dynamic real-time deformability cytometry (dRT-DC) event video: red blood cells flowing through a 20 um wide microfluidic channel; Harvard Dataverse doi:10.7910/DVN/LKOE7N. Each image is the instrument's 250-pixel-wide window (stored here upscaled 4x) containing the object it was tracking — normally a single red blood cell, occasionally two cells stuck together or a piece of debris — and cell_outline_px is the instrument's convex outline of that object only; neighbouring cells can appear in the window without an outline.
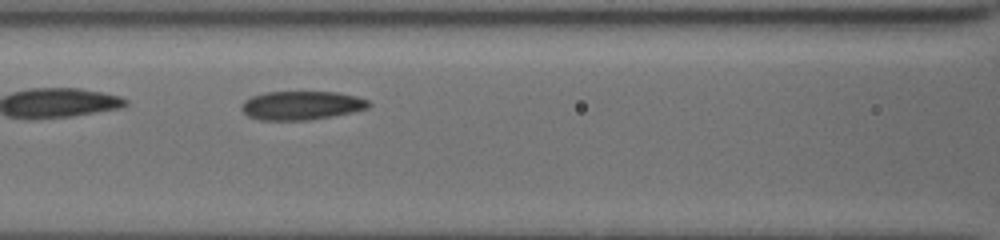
{"species": "common noctule bat (a hibernating species)", "species_latin": "Nyctalus noctula", "temperature_condition": "cold", "stored_images_in_passage": 32, "camera_frame_rate_fps": 3000, "um_per_image_px": 0.085, "animal": {"sex": "female", "body_mass_g": 19.5, "forearm_length_mm": 54.1}, "frame": {"image": 1, "passage_image": 8, "time_ms": 2.333, "image_size_px": [1000, 240], "cell_outline_px": [[372, 104], [368, 108], [352, 112], [332, 116], [308, 120], [260, 120], [248, 116], [240, 108], [240, 104], [244, 100], [252, 96], [264, 92], [336, 92], [356, 96], [368, 100]], "centroid_in_image_um": [25.6, 8.96], "position_along_channel_um": 141.0, "area_um2": 21.39}}
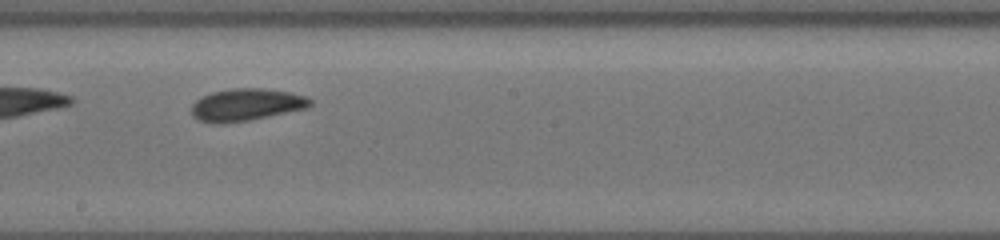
{"frame": {"image": 2, "passage_image": 15, "time_ms": 4.667, "image_size_px": [1000, 240], "cell_outline_px": [[312, 104], [308, 108], [248, 120], [196, 120], [192, 116], [192, 104], [196, 100], [212, 92], [232, 88], [264, 88], [288, 92], [308, 96], [312, 100]], "centroid_in_image_um": [21.02, 8.85], "position_along_channel_um": 227.2, "area_um2": 21.56}}
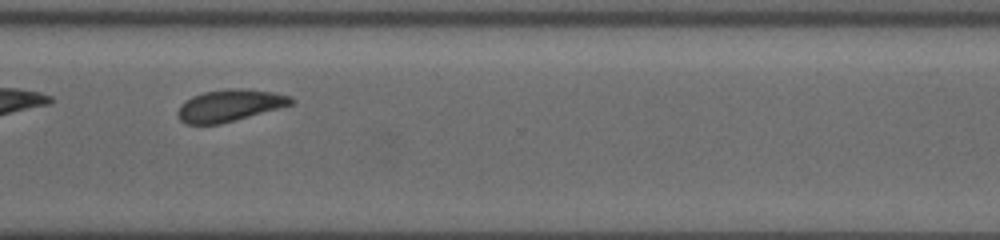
{"frame": {"image": 3, "passage_image": 25, "time_ms": 8.0, "image_size_px": [1000, 240], "cell_outline_px": [[296, 100], [292, 104], [220, 124], [188, 124], [180, 120], [176, 112], [180, 104], [192, 96], [204, 92], [228, 88], [240, 88], [276, 92], [292, 96]], "centroid_in_image_um": [19.52, 8.95], "position_along_channel_um": 351.1, "area_um2": 21.04}, "authors_computed_cell_mechanics": {"area_um2": 21.4727, "velocity_mm_per_s": 3.7006, "shape_relaxation_time_tau1_ms": null, "shape_relaxation_time_tau2_ms": 2.4899, "deformation_change_tau1": null, "deformation_change_tau2": 0.0749}}